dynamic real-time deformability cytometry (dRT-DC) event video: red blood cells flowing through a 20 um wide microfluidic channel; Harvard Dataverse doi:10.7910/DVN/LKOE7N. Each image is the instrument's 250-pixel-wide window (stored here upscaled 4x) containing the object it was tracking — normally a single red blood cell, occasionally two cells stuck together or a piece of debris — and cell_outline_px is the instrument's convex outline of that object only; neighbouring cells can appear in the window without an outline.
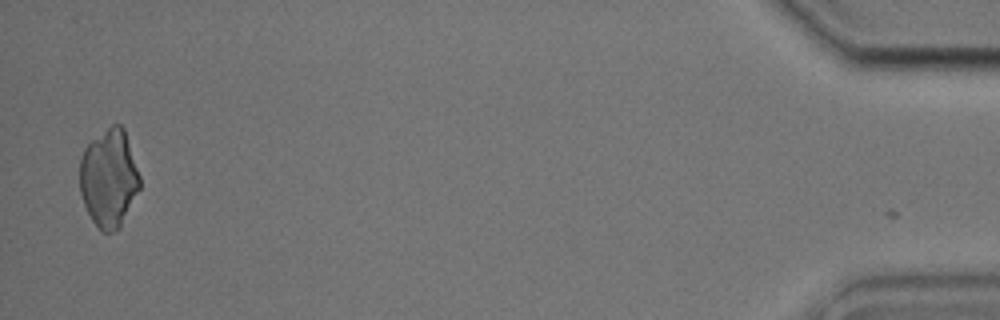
{"species": "common noctule bat (a hibernating species)", "species_latin": "Nyctalus noctula", "temperature_condition": "cold", "stored_images_in_passage": 43, "camera_frame_rate_fps": 3000, "um_per_image_px": 0.085, "animal": {"sex": "male", "body_mass_g": 17.9, "forearm_length_mm": 54.2}, "frame": {"image": 1, "passage_image": 41, "time_ms": 13.333, "image_size_px": [1000, 320], "cell_outline_px": [[140, 188], [120, 228], [112, 232], [104, 232], [92, 220], [84, 204], [80, 192], [80, 156], [84, 148], [92, 140], [112, 124], [120, 124], [124, 128], [140, 176]], "centroid_in_image_um": [9.26, 15.15], "position_along_channel_um": 425.9, "area_um2": 34.16}}